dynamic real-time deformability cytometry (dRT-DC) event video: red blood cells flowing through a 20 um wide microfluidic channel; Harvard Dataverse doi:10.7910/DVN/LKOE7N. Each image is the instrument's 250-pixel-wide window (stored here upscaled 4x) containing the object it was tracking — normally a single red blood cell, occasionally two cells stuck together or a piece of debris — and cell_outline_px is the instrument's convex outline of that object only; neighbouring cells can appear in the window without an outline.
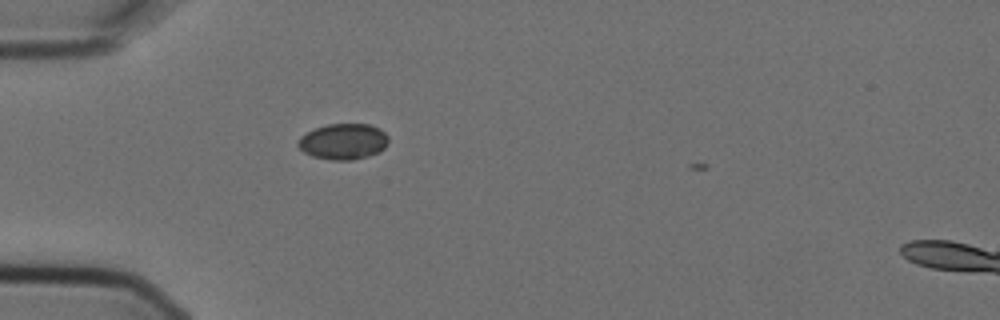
{"species": "Egyptian fruit bat (a non-hibernating species)", "species_latin": "Rousettus aegyptiacus", "temperature_condition": "cold", "stored_images_in_passage": 1, "camera_frame_rate_fps": 3000, "um_per_image_px": 0.085, "animal": {"sex": "female"}, "frame": {"image": 1, "passage_image": 1, "time_ms": 0.0, "image_size_px": [1000, 320], "cell_outline_px": [[388, 144], [380, 152], [368, 156], [352, 160], [332, 160], [312, 156], [304, 152], [296, 144], [300, 136], [316, 128], [328, 124], [368, 124], [380, 128], [388, 136]], "centroid_in_image_um": [29.2, 12.03], "position_along_channel_um": 55.8, "area_um2": 18.96}}